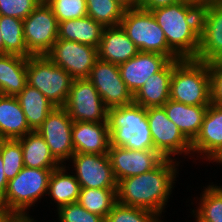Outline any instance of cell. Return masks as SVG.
I'll return each mask as SVG.
<instances>
[{
  "mask_svg": "<svg viewBox=\"0 0 222 222\" xmlns=\"http://www.w3.org/2000/svg\"><path fill=\"white\" fill-rule=\"evenodd\" d=\"M27 57L0 54V94L17 96L27 85Z\"/></svg>",
  "mask_w": 222,
  "mask_h": 222,
  "instance_id": "23",
  "label": "cell"
},
{
  "mask_svg": "<svg viewBox=\"0 0 222 222\" xmlns=\"http://www.w3.org/2000/svg\"><path fill=\"white\" fill-rule=\"evenodd\" d=\"M74 78L47 55L27 59V84L39 90L55 107H64Z\"/></svg>",
  "mask_w": 222,
  "mask_h": 222,
  "instance_id": "5",
  "label": "cell"
},
{
  "mask_svg": "<svg viewBox=\"0 0 222 222\" xmlns=\"http://www.w3.org/2000/svg\"><path fill=\"white\" fill-rule=\"evenodd\" d=\"M18 140L23 150L25 167L56 169L61 165L51 154L44 138L37 130L29 132Z\"/></svg>",
  "mask_w": 222,
  "mask_h": 222,
  "instance_id": "26",
  "label": "cell"
},
{
  "mask_svg": "<svg viewBox=\"0 0 222 222\" xmlns=\"http://www.w3.org/2000/svg\"><path fill=\"white\" fill-rule=\"evenodd\" d=\"M147 119L154 149L163 158L173 159L171 155L182 153L191 155V142L167 117L163 106L148 107Z\"/></svg>",
  "mask_w": 222,
  "mask_h": 222,
  "instance_id": "9",
  "label": "cell"
},
{
  "mask_svg": "<svg viewBox=\"0 0 222 222\" xmlns=\"http://www.w3.org/2000/svg\"><path fill=\"white\" fill-rule=\"evenodd\" d=\"M97 52L98 59L120 65L136 56L140 51L119 25L104 27Z\"/></svg>",
  "mask_w": 222,
  "mask_h": 222,
  "instance_id": "20",
  "label": "cell"
},
{
  "mask_svg": "<svg viewBox=\"0 0 222 222\" xmlns=\"http://www.w3.org/2000/svg\"><path fill=\"white\" fill-rule=\"evenodd\" d=\"M211 76V103L222 107V62L209 64Z\"/></svg>",
  "mask_w": 222,
  "mask_h": 222,
  "instance_id": "38",
  "label": "cell"
},
{
  "mask_svg": "<svg viewBox=\"0 0 222 222\" xmlns=\"http://www.w3.org/2000/svg\"><path fill=\"white\" fill-rule=\"evenodd\" d=\"M196 60L222 62V4L201 6L200 42Z\"/></svg>",
  "mask_w": 222,
  "mask_h": 222,
  "instance_id": "15",
  "label": "cell"
},
{
  "mask_svg": "<svg viewBox=\"0 0 222 222\" xmlns=\"http://www.w3.org/2000/svg\"><path fill=\"white\" fill-rule=\"evenodd\" d=\"M126 9L139 8V0H116Z\"/></svg>",
  "mask_w": 222,
  "mask_h": 222,
  "instance_id": "43",
  "label": "cell"
},
{
  "mask_svg": "<svg viewBox=\"0 0 222 222\" xmlns=\"http://www.w3.org/2000/svg\"><path fill=\"white\" fill-rule=\"evenodd\" d=\"M116 192L117 189L81 188L77 202L87 211L105 219L117 202Z\"/></svg>",
  "mask_w": 222,
  "mask_h": 222,
  "instance_id": "30",
  "label": "cell"
},
{
  "mask_svg": "<svg viewBox=\"0 0 222 222\" xmlns=\"http://www.w3.org/2000/svg\"><path fill=\"white\" fill-rule=\"evenodd\" d=\"M58 23L87 16L86 0H48Z\"/></svg>",
  "mask_w": 222,
  "mask_h": 222,
  "instance_id": "35",
  "label": "cell"
},
{
  "mask_svg": "<svg viewBox=\"0 0 222 222\" xmlns=\"http://www.w3.org/2000/svg\"><path fill=\"white\" fill-rule=\"evenodd\" d=\"M181 0H139V8L145 10H154L160 7H165Z\"/></svg>",
  "mask_w": 222,
  "mask_h": 222,
  "instance_id": "39",
  "label": "cell"
},
{
  "mask_svg": "<svg viewBox=\"0 0 222 222\" xmlns=\"http://www.w3.org/2000/svg\"><path fill=\"white\" fill-rule=\"evenodd\" d=\"M150 11L164 31L168 47L180 59H195L200 42L201 6L181 0Z\"/></svg>",
  "mask_w": 222,
  "mask_h": 222,
  "instance_id": "2",
  "label": "cell"
},
{
  "mask_svg": "<svg viewBox=\"0 0 222 222\" xmlns=\"http://www.w3.org/2000/svg\"><path fill=\"white\" fill-rule=\"evenodd\" d=\"M31 131L16 96L0 94V139H18Z\"/></svg>",
  "mask_w": 222,
  "mask_h": 222,
  "instance_id": "24",
  "label": "cell"
},
{
  "mask_svg": "<svg viewBox=\"0 0 222 222\" xmlns=\"http://www.w3.org/2000/svg\"><path fill=\"white\" fill-rule=\"evenodd\" d=\"M206 4H222V0H206Z\"/></svg>",
  "mask_w": 222,
  "mask_h": 222,
  "instance_id": "46",
  "label": "cell"
},
{
  "mask_svg": "<svg viewBox=\"0 0 222 222\" xmlns=\"http://www.w3.org/2000/svg\"><path fill=\"white\" fill-rule=\"evenodd\" d=\"M46 55L74 79L87 78L98 59L97 47L63 39H57Z\"/></svg>",
  "mask_w": 222,
  "mask_h": 222,
  "instance_id": "12",
  "label": "cell"
},
{
  "mask_svg": "<svg viewBox=\"0 0 222 222\" xmlns=\"http://www.w3.org/2000/svg\"><path fill=\"white\" fill-rule=\"evenodd\" d=\"M186 1L196 3V4H198L199 6L206 5V0H186Z\"/></svg>",
  "mask_w": 222,
  "mask_h": 222,
  "instance_id": "44",
  "label": "cell"
},
{
  "mask_svg": "<svg viewBox=\"0 0 222 222\" xmlns=\"http://www.w3.org/2000/svg\"><path fill=\"white\" fill-rule=\"evenodd\" d=\"M192 153L206 155L208 161L222 164V107L211 103L206 111L200 131L191 142Z\"/></svg>",
  "mask_w": 222,
  "mask_h": 222,
  "instance_id": "17",
  "label": "cell"
},
{
  "mask_svg": "<svg viewBox=\"0 0 222 222\" xmlns=\"http://www.w3.org/2000/svg\"><path fill=\"white\" fill-rule=\"evenodd\" d=\"M170 99L189 106L211 104L209 64L196 59L174 60Z\"/></svg>",
  "mask_w": 222,
  "mask_h": 222,
  "instance_id": "4",
  "label": "cell"
},
{
  "mask_svg": "<svg viewBox=\"0 0 222 222\" xmlns=\"http://www.w3.org/2000/svg\"><path fill=\"white\" fill-rule=\"evenodd\" d=\"M64 164L51 172L48 182V195L57 203V210L67 204L78 201L81 186L75 175L66 174Z\"/></svg>",
  "mask_w": 222,
  "mask_h": 222,
  "instance_id": "28",
  "label": "cell"
},
{
  "mask_svg": "<svg viewBox=\"0 0 222 222\" xmlns=\"http://www.w3.org/2000/svg\"><path fill=\"white\" fill-rule=\"evenodd\" d=\"M23 35L31 55H46L58 39V21L46 2L23 20Z\"/></svg>",
  "mask_w": 222,
  "mask_h": 222,
  "instance_id": "8",
  "label": "cell"
},
{
  "mask_svg": "<svg viewBox=\"0 0 222 222\" xmlns=\"http://www.w3.org/2000/svg\"><path fill=\"white\" fill-rule=\"evenodd\" d=\"M110 145L130 150L154 149L147 108L136 103L108 109Z\"/></svg>",
  "mask_w": 222,
  "mask_h": 222,
  "instance_id": "3",
  "label": "cell"
},
{
  "mask_svg": "<svg viewBox=\"0 0 222 222\" xmlns=\"http://www.w3.org/2000/svg\"><path fill=\"white\" fill-rule=\"evenodd\" d=\"M60 222H105V219L83 208L78 202L64 205L58 209Z\"/></svg>",
  "mask_w": 222,
  "mask_h": 222,
  "instance_id": "36",
  "label": "cell"
},
{
  "mask_svg": "<svg viewBox=\"0 0 222 222\" xmlns=\"http://www.w3.org/2000/svg\"><path fill=\"white\" fill-rule=\"evenodd\" d=\"M71 159L81 188L117 189L108 154L75 153Z\"/></svg>",
  "mask_w": 222,
  "mask_h": 222,
  "instance_id": "14",
  "label": "cell"
},
{
  "mask_svg": "<svg viewBox=\"0 0 222 222\" xmlns=\"http://www.w3.org/2000/svg\"><path fill=\"white\" fill-rule=\"evenodd\" d=\"M108 156L117 182L148 172L164 159L155 149L130 150L111 145Z\"/></svg>",
  "mask_w": 222,
  "mask_h": 222,
  "instance_id": "16",
  "label": "cell"
},
{
  "mask_svg": "<svg viewBox=\"0 0 222 222\" xmlns=\"http://www.w3.org/2000/svg\"><path fill=\"white\" fill-rule=\"evenodd\" d=\"M0 31L4 43V54L31 57L23 35V20L11 16H0Z\"/></svg>",
  "mask_w": 222,
  "mask_h": 222,
  "instance_id": "29",
  "label": "cell"
},
{
  "mask_svg": "<svg viewBox=\"0 0 222 222\" xmlns=\"http://www.w3.org/2000/svg\"><path fill=\"white\" fill-rule=\"evenodd\" d=\"M15 214V212L9 211L6 208L0 206V222H10V219Z\"/></svg>",
  "mask_w": 222,
  "mask_h": 222,
  "instance_id": "42",
  "label": "cell"
},
{
  "mask_svg": "<svg viewBox=\"0 0 222 222\" xmlns=\"http://www.w3.org/2000/svg\"><path fill=\"white\" fill-rule=\"evenodd\" d=\"M120 26L141 52H154L170 60L180 59L169 47L164 31L158 25L151 11L126 9Z\"/></svg>",
  "mask_w": 222,
  "mask_h": 222,
  "instance_id": "6",
  "label": "cell"
},
{
  "mask_svg": "<svg viewBox=\"0 0 222 222\" xmlns=\"http://www.w3.org/2000/svg\"><path fill=\"white\" fill-rule=\"evenodd\" d=\"M87 16L103 27L119 26L126 8L116 0H86Z\"/></svg>",
  "mask_w": 222,
  "mask_h": 222,
  "instance_id": "31",
  "label": "cell"
},
{
  "mask_svg": "<svg viewBox=\"0 0 222 222\" xmlns=\"http://www.w3.org/2000/svg\"><path fill=\"white\" fill-rule=\"evenodd\" d=\"M8 185V180L4 173V163L0 153V200L4 197Z\"/></svg>",
  "mask_w": 222,
  "mask_h": 222,
  "instance_id": "40",
  "label": "cell"
},
{
  "mask_svg": "<svg viewBox=\"0 0 222 222\" xmlns=\"http://www.w3.org/2000/svg\"><path fill=\"white\" fill-rule=\"evenodd\" d=\"M27 213H16L10 222H35L33 218H30Z\"/></svg>",
  "mask_w": 222,
  "mask_h": 222,
  "instance_id": "41",
  "label": "cell"
},
{
  "mask_svg": "<svg viewBox=\"0 0 222 222\" xmlns=\"http://www.w3.org/2000/svg\"><path fill=\"white\" fill-rule=\"evenodd\" d=\"M0 54H4V43L2 40L1 31H0Z\"/></svg>",
  "mask_w": 222,
  "mask_h": 222,
  "instance_id": "45",
  "label": "cell"
},
{
  "mask_svg": "<svg viewBox=\"0 0 222 222\" xmlns=\"http://www.w3.org/2000/svg\"><path fill=\"white\" fill-rule=\"evenodd\" d=\"M0 153L7 180L13 179L24 168L23 150L18 139H0Z\"/></svg>",
  "mask_w": 222,
  "mask_h": 222,
  "instance_id": "33",
  "label": "cell"
},
{
  "mask_svg": "<svg viewBox=\"0 0 222 222\" xmlns=\"http://www.w3.org/2000/svg\"><path fill=\"white\" fill-rule=\"evenodd\" d=\"M202 193L200 206L193 211L205 221L222 222V188L209 185Z\"/></svg>",
  "mask_w": 222,
  "mask_h": 222,
  "instance_id": "32",
  "label": "cell"
},
{
  "mask_svg": "<svg viewBox=\"0 0 222 222\" xmlns=\"http://www.w3.org/2000/svg\"><path fill=\"white\" fill-rule=\"evenodd\" d=\"M87 79L97 89L107 109L133 103V94L121 78L117 64L97 59Z\"/></svg>",
  "mask_w": 222,
  "mask_h": 222,
  "instance_id": "11",
  "label": "cell"
},
{
  "mask_svg": "<svg viewBox=\"0 0 222 222\" xmlns=\"http://www.w3.org/2000/svg\"><path fill=\"white\" fill-rule=\"evenodd\" d=\"M40 0H0V16H11L24 20Z\"/></svg>",
  "mask_w": 222,
  "mask_h": 222,
  "instance_id": "37",
  "label": "cell"
},
{
  "mask_svg": "<svg viewBox=\"0 0 222 222\" xmlns=\"http://www.w3.org/2000/svg\"><path fill=\"white\" fill-rule=\"evenodd\" d=\"M54 169L25 167L8 181L0 206L15 213H26L48 191V182Z\"/></svg>",
  "mask_w": 222,
  "mask_h": 222,
  "instance_id": "7",
  "label": "cell"
},
{
  "mask_svg": "<svg viewBox=\"0 0 222 222\" xmlns=\"http://www.w3.org/2000/svg\"><path fill=\"white\" fill-rule=\"evenodd\" d=\"M209 105L189 106L169 99L164 105L167 117L192 142L198 135Z\"/></svg>",
  "mask_w": 222,
  "mask_h": 222,
  "instance_id": "22",
  "label": "cell"
},
{
  "mask_svg": "<svg viewBox=\"0 0 222 222\" xmlns=\"http://www.w3.org/2000/svg\"><path fill=\"white\" fill-rule=\"evenodd\" d=\"M192 212L196 215L195 216V218H197L196 222H209V221H205V220L201 219L193 210H192Z\"/></svg>",
  "mask_w": 222,
  "mask_h": 222,
  "instance_id": "47",
  "label": "cell"
},
{
  "mask_svg": "<svg viewBox=\"0 0 222 222\" xmlns=\"http://www.w3.org/2000/svg\"><path fill=\"white\" fill-rule=\"evenodd\" d=\"M73 120L64 107H55L37 129L51 154L62 165L75 154L72 143Z\"/></svg>",
  "mask_w": 222,
  "mask_h": 222,
  "instance_id": "13",
  "label": "cell"
},
{
  "mask_svg": "<svg viewBox=\"0 0 222 222\" xmlns=\"http://www.w3.org/2000/svg\"><path fill=\"white\" fill-rule=\"evenodd\" d=\"M103 29L100 23L89 16L66 20L58 23V39L71 40L98 48Z\"/></svg>",
  "mask_w": 222,
  "mask_h": 222,
  "instance_id": "25",
  "label": "cell"
},
{
  "mask_svg": "<svg viewBox=\"0 0 222 222\" xmlns=\"http://www.w3.org/2000/svg\"><path fill=\"white\" fill-rule=\"evenodd\" d=\"M174 159L164 158L154 169L117 182V202L153 211L160 215L171 195L177 166Z\"/></svg>",
  "mask_w": 222,
  "mask_h": 222,
  "instance_id": "1",
  "label": "cell"
},
{
  "mask_svg": "<svg viewBox=\"0 0 222 222\" xmlns=\"http://www.w3.org/2000/svg\"><path fill=\"white\" fill-rule=\"evenodd\" d=\"M74 153L108 154L110 132L108 122H73Z\"/></svg>",
  "mask_w": 222,
  "mask_h": 222,
  "instance_id": "19",
  "label": "cell"
},
{
  "mask_svg": "<svg viewBox=\"0 0 222 222\" xmlns=\"http://www.w3.org/2000/svg\"><path fill=\"white\" fill-rule=\"evenodd\" d=\"M159 216L153 211L116 202L105 222H160Z\"/></svg>",
  "mask_w": 222,
  "mask_h": 222,
  "instance_id": "34",
  "label": "cell"
},
{
  "mask_svg": "<svg viewBox=\"0 0 222 222\" xmlns=\"http://www.w3.org/2000/svg\"><path fill=\"white\" fill-rule=\"evenodd\" d=\"M64 108L73 122H108V109L87 78L73 80Z\"/></svg>",
  "mask_w": 222,
  "mask_h": 222,
  "instance_id": "10",
  "label": "cell"
},
{
  "mask_svg": "<svg viewBox=\"0 0 222 222\" xmlns=\"http://www.w3.org/2000/svg\"><path fill=\"white\" fill-rule=\"evenodd\" d=\"M29 127L36 131L55 106L36 88L29 86L16 96Z\"/></svg>",
  "mask_w": 222,
  "mask_h": 222,
  "instance_id": "27",
  "label": "cell"
},
{
  "mask_svg": "<svg viewBox=\"0 0 222 222\" xmlns=\"http://www.w3.org/2000/svg\"><path fill=\"white\" fill-rule=\"evenodd\" d=\"M169 61L167 56L160 53L140 51L118 67L121 78L134 96L146 80L154 73L159 72Z\"/></svg>",
  "mask_w": 222,
  "mask_h": 222,
  "instance_id": "18",
  "label": "cell"
},
{
  "mask_svg": "<svg viewBox=\"0 0 222 222\" xmlns=\"http://www.w3.org/2000/svg\"><path fill=\"white\" fill-rule=\"evenodd\" d=\"M174 60L151 75L133 96V102L144 108L163 106L170 99V79Z\"/></svg>",
  "mask_w": 222,
  "mask_h": 222,
  "instance_id": "21",
  "label": "cell"
}]
</instances>
